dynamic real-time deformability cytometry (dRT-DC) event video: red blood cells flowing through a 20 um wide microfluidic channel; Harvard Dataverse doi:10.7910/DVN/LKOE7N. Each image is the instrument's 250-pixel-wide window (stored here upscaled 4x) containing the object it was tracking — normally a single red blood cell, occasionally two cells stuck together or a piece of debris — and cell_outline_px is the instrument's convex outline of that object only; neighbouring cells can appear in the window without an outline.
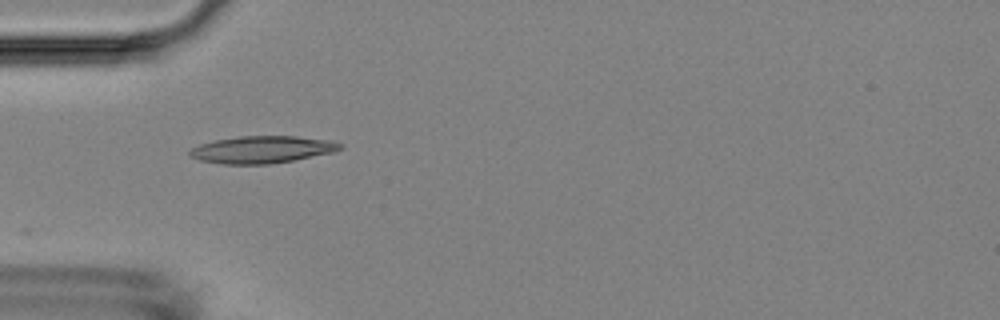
{"species": "Egyptian fruit bat (a non-hibernating species)", "species_latin": "Rousettus aegyptiacus", "temperature_condition": "room temperature", "stored_images_in_passage": 12, "camera_frame_rate_fps": 3000, "um_per_image_px": 0.085, "animal": {"sex": "female"}, "frame": {"image": 1, "passage_image": 1, "time_ms": 0.0, "image_size_px": [1000, 320], "cell_outline_px": [[344, 148], [332, 152], [292, 160], [268, 164], [224, 164], [200, 160], [192, 156], [188, 152], [192, 148], [200, 144], [216, 140], [240, 136], [296, 136], [332, 140], [344, 144]], "centroid_in_image_um": [22.32, 12.7], "position_along_channel_um": 62.7, "area_um2": 23.64}}
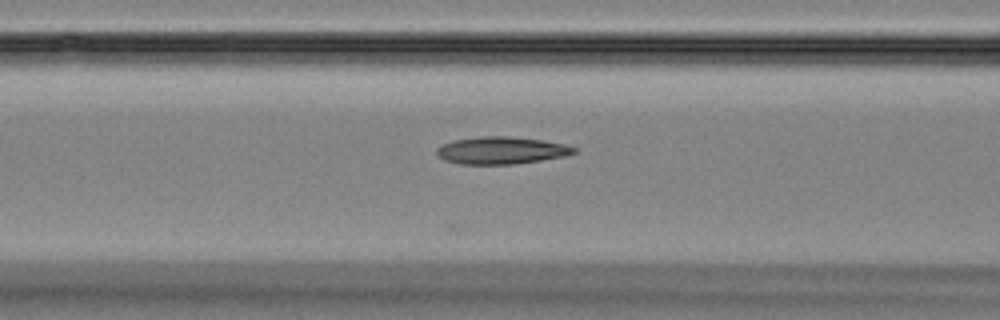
{"frame": {"image": 2, "passage_image": 6, "time_ms": 1.667, "image_size_px": [1000, 320], "cell_outline_px": [[576, 152], [564, 156], [540, 160], [512, 164], [460, 164], [444, 160], [436, 152], [436, 148], [452, 140], [480, 136], [508, 136], [544, 140], [564, 144], [576, 148]], "centroid_in_image_um": [42.59, 12.77], "position_along_channel_um": 124.0, "area_um2": 21.73}}
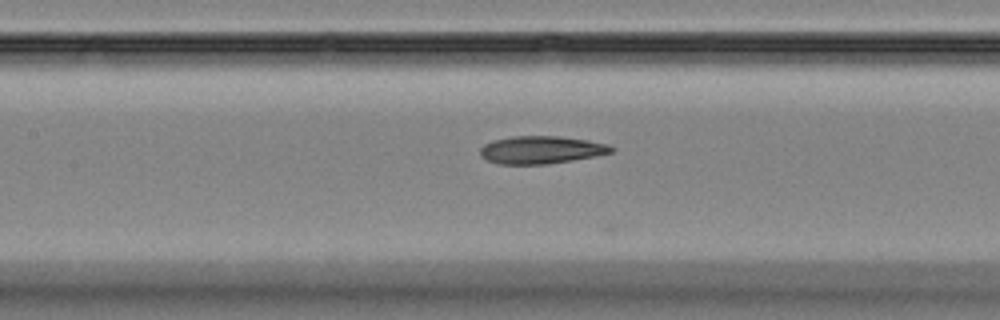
{"frame": {"image": 3, "passage_image": 9, "time_ms": 2.667, "image_size_px": [1000, 320], "cell_outline_px": [[616, 148], [612, 152], [572, 160], [544, 164], [500, 164], [488, 160], [480, 156], [480, 148], [484, 144], [492, 140], [512, 136], [560, 136], [588, 140], [608, 144]], "centroid_in_image_um": [45.98, 12.72], "position_along_channel_um": 161.4, "area_um2": 21.1}}